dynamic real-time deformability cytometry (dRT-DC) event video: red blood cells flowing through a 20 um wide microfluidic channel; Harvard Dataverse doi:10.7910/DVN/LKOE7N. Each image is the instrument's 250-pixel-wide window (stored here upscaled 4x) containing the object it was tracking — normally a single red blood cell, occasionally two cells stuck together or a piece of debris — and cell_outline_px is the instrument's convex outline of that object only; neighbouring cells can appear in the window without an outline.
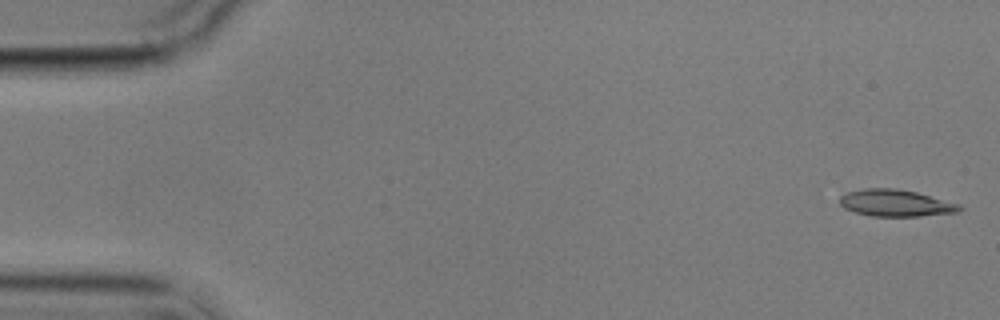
{"species": "common noctule bat (a hibernating species)", "species_latin": "Nyctalus noctula", "temperature_condition": "cold", "stored_images_in_passage": 3, "camera_frame_rate_fps": 3000, "um_per_image_px": 0.085, "animal": {"sex": "male", "body_mass_g": 17.9}, "frame": {"image": 1, "passage_image": 1, "time_ms": 0.0, "image_size_px": [1000, 320], "cell_outline_px": [[964, 208], [956, 212], [920, 216], [872, 216], [856, 212], [844, 208], [840, 204], [840, 196], [848, 192], [864, 188], [896, 188], [916, 192], [960, 204]], "centroid_in_image_um": [76.13, 17.25], "position_along_channel_um": 8.9, "area_um2": 18.61}}